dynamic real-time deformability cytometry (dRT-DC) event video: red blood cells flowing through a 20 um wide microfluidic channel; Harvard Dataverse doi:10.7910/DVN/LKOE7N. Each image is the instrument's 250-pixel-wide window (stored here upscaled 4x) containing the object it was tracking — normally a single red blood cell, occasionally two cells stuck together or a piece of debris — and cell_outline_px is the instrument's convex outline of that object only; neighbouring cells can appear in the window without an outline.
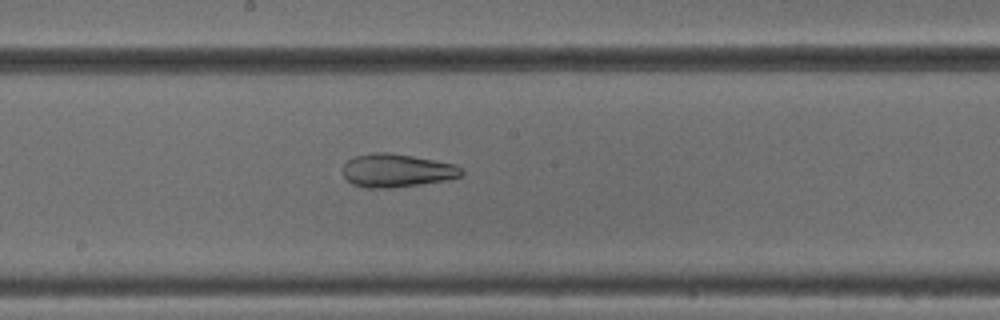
{"species": "common noctule bat (a hibernating species)", "species_latin": "Nyctalus noctula", "temperature_condition": "cold", "stored_images_in_passage": 51, "camera_frame_rate_fps": 3000, "um_per_image_px": 0.085, "animal": {"sex": "male", "body_mass_g": 18.8}, "frame": {"image": 1, "passage_image": 27, "time_ms": 8.667, "image_size_px": [1000, 320], "cell_outline_px": [[464, 176], [448, 180], [392, 188], [368, 188], [352, 184], [344, 176], [344, 164], [348, 160], [356, 156], [372, 152], [388, 152], [412, 156], [456, 164], [464, 172]], "centroid_in_image_um": [33.76, 14.5], "position_along_channel_um": 214.4, "area_um2": 23.06}}
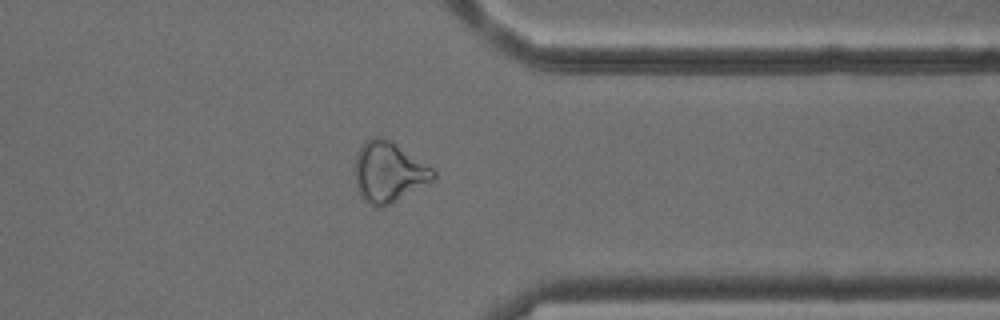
{"frame": {"image": 2, "passage_image": 40, "time_ms": 13.0, "image_size_px": [1000, 320], "cell_outline_px": [[436, 176], [432, 180], [396, 200], [380, 208], [376, 208], [364, 200], [356, 184], [356, 156], [364, 140], [372, 136], [380, 136], [388, 140], [432, 168], [436, 172]], "centroid_in_image_um": [33.0, 14.62], "position_along_channel_um": 378.4, "area_um2": 26.7}}
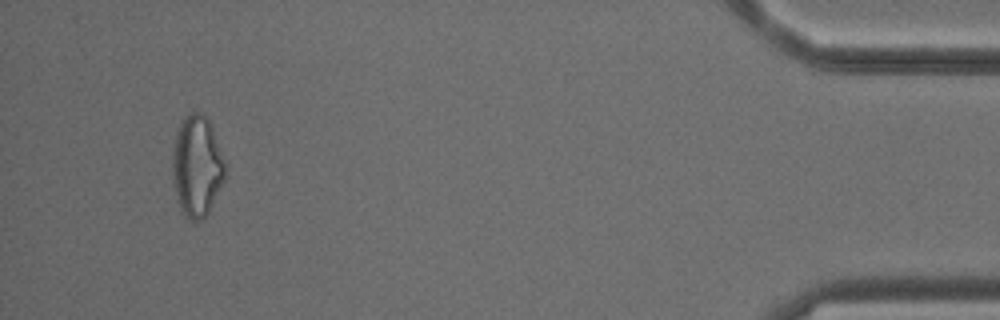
{"frame": {"image": 3, "passage_image": 48, "time_ms": 15.667, "image_size_px": [1000, 320], "cell_outline_px": [[224, 180], [208, 212], [200, 220], [192, 220], [184, 216], [180, 212], [172, 180], [172, 152], [176, 132], [184, 116], [192, 112], [196, 112], [204, 116], [208, 120], [212, 128], [224, 164]], "centroid_in_image_um": [16.68, 14.15], "position_along_channel_um": 418.5, "area_um2": 30.63}, "authors_computed_cell_mechanics": {"area_um2": 28.9578, "velocity_mm_per_s": 3.8985, "shape_relaxation_time_tau1_ms": null, "shape_relaxation_time_tau2_ms": 2.9071, "deformation_change_tau1": null, "deformation_change_tau2": 0.114}}